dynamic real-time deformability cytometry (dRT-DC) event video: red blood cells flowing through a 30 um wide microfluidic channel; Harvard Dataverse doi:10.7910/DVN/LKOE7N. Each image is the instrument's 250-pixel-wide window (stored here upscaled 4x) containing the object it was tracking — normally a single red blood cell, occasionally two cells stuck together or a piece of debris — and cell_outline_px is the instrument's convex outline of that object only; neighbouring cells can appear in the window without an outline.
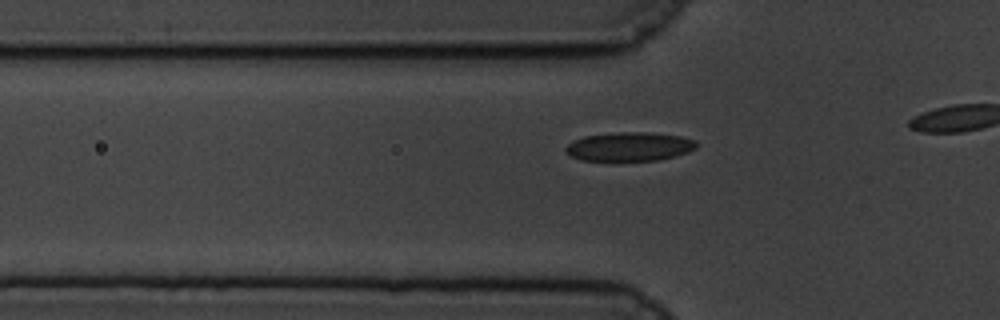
{"species": "common noctule bat (a hibernating species)", "species_latin": "Nyctalus noctula", "temperature_condition": "cold", "stored_images_in_passage": 22, "camera_frame_rate_fps": 3000, "um_per_image_px": 0.085, "animal": {"sex": "male", "body_mass_g": 19.5, "forearm_length_mm": 54.6}, "frame": {"image": 1, "passage_image": 16, "time_ms": 5.0, "image_size_px": [1000, 320], "cell_outline_px": [[696, 148], [688, 152], [676, 156], [656, 160], [580, 160], [572, 156], [564, 148], [572, 140], [584, 136], [620, 132], [648, 132], [680, 136], [696, 140]], "centroid_in_image_um": [53.51, 12.45], "position_along_channel_um": 72.3, "area_um2": 21.85}}